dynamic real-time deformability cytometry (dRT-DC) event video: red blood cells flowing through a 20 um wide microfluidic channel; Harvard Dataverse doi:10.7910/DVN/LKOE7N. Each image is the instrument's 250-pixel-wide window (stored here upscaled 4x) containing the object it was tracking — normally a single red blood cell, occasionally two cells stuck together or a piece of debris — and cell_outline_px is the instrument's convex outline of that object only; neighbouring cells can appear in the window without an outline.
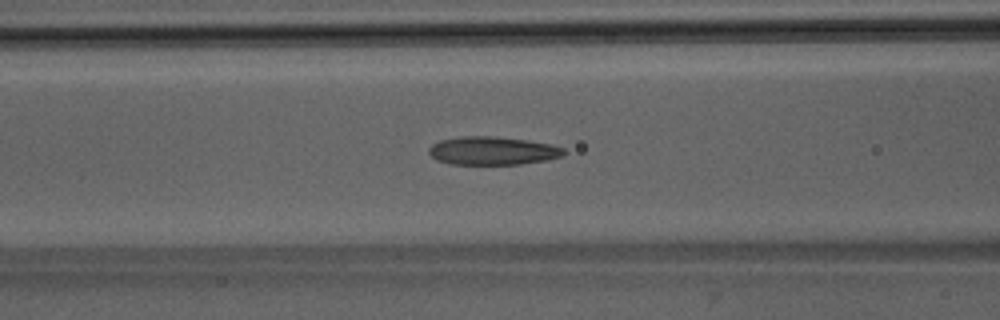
{"species": "Egyptian fruit bat (a non-hibernating species)", "species_latin": "Rousettus aegyptiacus", "temperature_condition": "room temperature", "stored_images_in_passage": 51, "camera_frame_rate_fps": 3000, "um_per_image_px": 0.085, "animal": {"sex": "male"}, "frame": {"image": 1, "passage_image": 21, "time_ms": 6.667, "image_size_px": [1000, 320], "cell_outline_px": [[564, 152], [560, 156], [548, 160], [520, 164], [452, 164], [436, 160], [428, 152], [428, 148], [432, 144], [440, 140], [460, 136], [492, 136], [528, 140], [552, 144], [564, 148]], "centroid_in_image_um": [41.85, 12.81], "position_along_channel_um": 124.8, "area_um2": 22.25}}
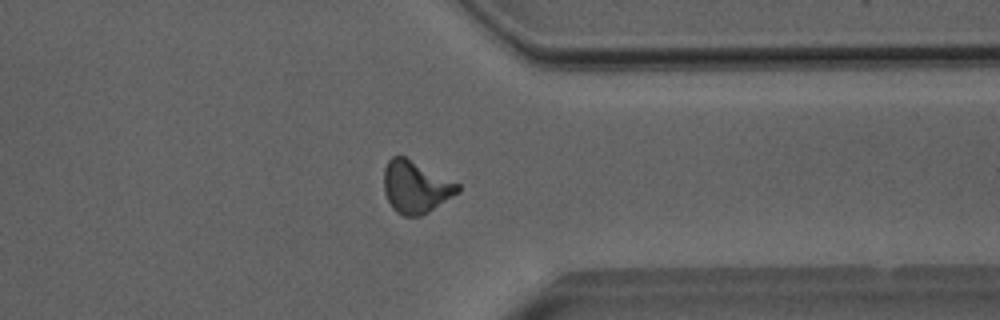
{"frame": {"image": 2, "passage_image": 40, "time_ms": 13.0, "image_size_px": [1000, 320], "cell_outline_px": [[460, 192], [428, 212], [420, 216], [404, 216], [396, 212], [392, 208], [384, 192], [384, 168], [388, 160], [392, 156], [404, 156], [460, 184]], "centroid_in_image_um": [35.33, 15.9], "position_along_channel_um": 376.1, "area_um2": 22.43}}
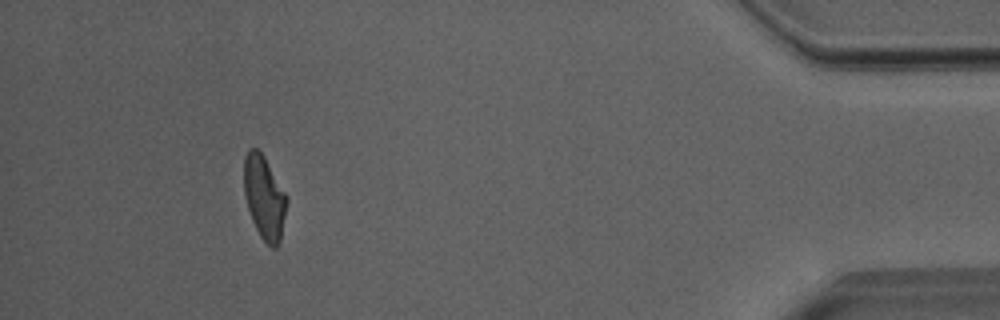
{"frame": {"image": 3, "passage_image": 47, "time_ms": 15.333, "image_size_px": [1000, 320], "cell_outline_px": [[288, 200], [280, 240], [276, 248], [272, 248], [260, 236], [252, 220], [244, 196], [244, 156], [248, 148], [256, 148], [264, 156], [288, 196]], "centroid_in_image_um": [22.47, 16.76], "position_along_channel_um": 412.7, "area_um2": 20.87}, "authors_computed_cell_mechanics": {"area_um2": 22.1374, "velocity_mm_per_s": 4.0293, "shape_relaxation_time_tau1_ms": 7.6093, "shape_relaxation_time_tau2_ms": 2.1155, "deformation_change_tau1": 0.211, "deformation_change_tau2": 0.0951}}